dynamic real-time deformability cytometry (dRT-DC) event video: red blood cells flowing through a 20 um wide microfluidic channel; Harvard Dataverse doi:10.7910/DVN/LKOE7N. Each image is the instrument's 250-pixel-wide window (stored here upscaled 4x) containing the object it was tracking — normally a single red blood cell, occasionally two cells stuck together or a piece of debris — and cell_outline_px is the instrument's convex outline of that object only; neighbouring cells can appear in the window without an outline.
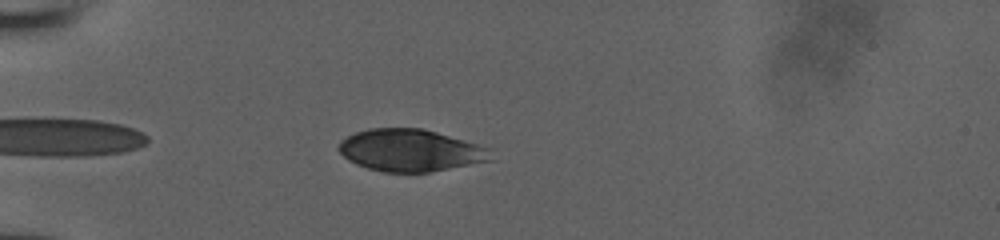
{"species": "human", "species_latin": "Homo sapiens", "temperature_condition": "room temperature", "stored_images_in_passage": 38, "camera_frame_rate_fps": 3000, "um_per_image_px": 0.085, "donor": {"sex": "male"}, "frame": {"image": 1, "passage_image": 3, "time_ms": 0.667, "image_size_px": [1000, 240], "cell_outline_px": [[496, 148], [492, 160], [428, 172], [384, 172], [368, 168], [356, 164], [348, 160], [336, 148], [340, 140], [356, 132], [368, 128], [424, 128]], "centroid_in_image_um": [34.95, 12.76], "position_along_channel_um": 50.0, "area_um2": 37.92}}
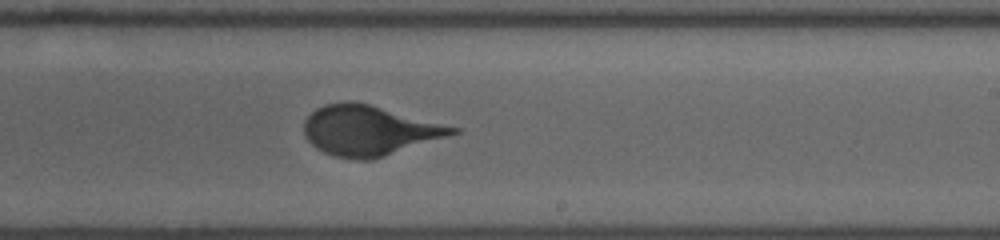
{"frame": {"image": 2, "passage_image": 20, "time_ms": 6.333, "image_size_px": [1000, 240], "cell_outline_px": [[460, 132], [448, 136], [372, 160], [356, 160], [332, 156], [316, 148], [304, 136], [304, 120], [316, 108], [324, 104], [352, 100], [368, 104], [460, 128]], "centroid_in_image_um": [31.33, 11.1], "position_along_channel_um": 257.7, "area_um2": 43.12}}
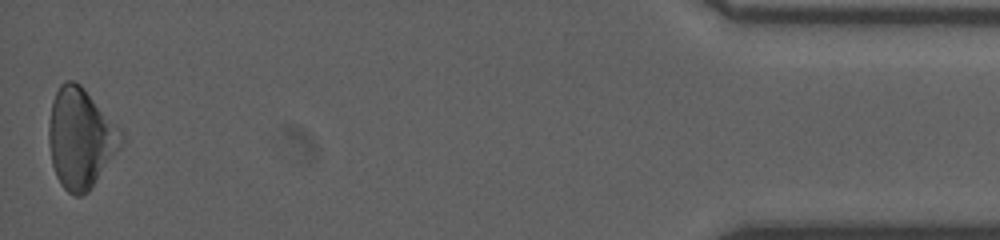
{"frame": {"image": 3, "passage_image": 38, "time_ms": 12.333, "image_size_px": [1000, 240], "cell_outline_px": [[124, 140], [88, 192], [80, 196], [76, 196], [68, 192], [60, 184], [56, 176], [52, 164], [48, 140], [48, 124], [52, 100], [60, 84], [68, 80], [72, 80], [80, 84], [124, 132]], "centroid_in_image_um": [6.82, 11.73], "position_along_channel_um": 428.4, "area_um2": 41.96}}